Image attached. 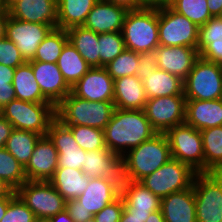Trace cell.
<instances>
[{
  "mask_svg": "<svg viewBox=\"0 0 222 222\" xmlns=\"http://www.w3.org/2000/svg\"><path fill=\"white\" fill-rule=\"evenodd\" d=\"M221 38H222V18H221Z\"/></svg>",
  "mask_w": 222,
  "mask_h": 222,
  "instance_id": "obj_63",
  "label": "cell"
},
{
  "mask_svg": "<svg viewBox=\"0 0 222 222\" xmlns=\"http://www.w3.org/2000/svg\"><path fill=\"white\" fill-rule=\"evenodd\" d=\"M146 222H165V219L161 210H156L151 212V214L147 217Z\"/></svg>",
  "mask_w": 222,
  "mask_h": 222,
  "instance_id": "obj_56",
  "label": "cell"
},
{
  "mask_svg": "<svg viewBox=\"0 0 222 222\" xmlns=\"http://www.w3.org/2000/svg\"><path fill=\"white\" fill-rule=\"evenodd\" d=\"M12 85L16 99L33 103H51L41 92L29 62L17 66Z\"/></svg>",
  "mask_w": 222,
  "mask_h": 222,
  "instance_id": "obj_29",
  "label": "cell"
},
{
  "mask_svg": "<svg viewBox=\"0 0 222 222\" xmlns=\"http://www.w3.org/2000/svg\"><path fill=\"white\" fill-rule=\"evenodd\" d=\"M0 14H9L8 9L4 3V0H0Z\"/></svg>",
  "mask_w": 222,
  "mask_h": 222,
  "instance_id": "obj_59",
  "label": "cell"
},
{
  "mask_svg": "<svg viewBox=\"0 0 222 222\" xmlns=\"http://www.w3.org/2000/svg\"><path fill=\"white\" fill-rule=\"evenodd\" d=\"M147 101L142 80L136 75L114 80L113 103L123 110H144Z\"/></svg>",
  "mask_w": 222,
  "mask_h": 222,
  "instance_id": "obj_26",
  "label": "cell"
},
{
  "mask_svg": "<svg viewBox=\"0 0 222 222\" xmlns=\"http://www.w3.org/2000/svg\"><path fill=\"white\" fill-rule=\"evenodd\" d=\"M200 57L222 65V38L209 43L200 52Z\"/></svg>",
  "mask_w": 222,
  "mask_h": 222,
  "instance_id": "obj_48",
  "label": "cell"
},
{
  "mask_svg": "<svg viewBox=\"0 0 222 222\" xmlns=\"http://www.w3.org/2000/svg\"><path fill=\"white\" fill-rule=\"evenodd\" d=\"M160 210L165 222H197L193 185L161 198Z\"/></svg>",
  "mask_w": 222,
  "mask_h": 222,
  "instance_id": "obj_24",
  "label": "cell"
},
{
  "mask_svg": "<svg viewBox=\"0 0 222 222\" xmlns=\"http://www.w3.org/2000/svg\"><path fill=\"white\" fill-rule=\"evenodd\" d=\"M82 171L90 178H111L123 181L122 156L105 148L86 152Z\"/></svg>",
  "mask_w": 222,
  "mask_h": 222,
  "instance_id": "obj_22",
  "label": "cell"
},
{
  "mask_svg": "<svg viewBox=\"0 0 222 222\" xmlns=\"http://www.w3.org/2000/svg\"><path fill=\"white\" fill-rule=\"evenodd\" d=\"M16 194L35 217L51 218L65 209L66 201L49 181H26Z\"/></svg>",
  "mask_w": 222,
  "mask_h": 222,
  "instance_id": "obj_11",
  "label": "cell"
},
{
  "mask_svg": "<svg viewBox=\"0 0 222 222\" xmlns=\"http://www.w3.org/2000/svg\"><path fill=\"white\" fill-rule=\"evenodd\" d=\"M204 152V172L222 173V125L200 131Z\"/></svg>",
  "mask_w": 222,
  "mask_h": 222,
  "instance_id": "obj_33",
  "label": "cell"
},
{
  "mask_svg": "<svg viewBox=\"0 0 222 222\" xmlns=\"http://www.w3.org/2000/svg\"><path fill=\"white\" fill-rule=\"evenodd\" d=\"M8 17H9V14H0V40L5 38L6 23H7Z\"/></svg>",
  "mask_w": 222,
  "mask_h": 222,
  "instance_id": "obj_57",
  "label": "cell"
},
{
  "mask_svg": "<svg viewBox=\"0 0 222 222\" xmlns=\"http://www.w3.org/2000/svg\"><path fill=\"white\" fill-rule=\"evenodd\" d=\"M158 67L157 54L155 50L139 53V65L136 76L141 80L147 77V74L154 72Z\"/></svg>",
  "mask_w": 222,
  "mask_h": 222,
  "instance_id": "obj_46",
  "label": "cell"
},
{
  "mask_svg": "<svg viewBox=\"0 0 222 222\" xmlns=\"http://www.w3.org/2000/svg\"><path fill=\"white\" fill-rule=\"evenodd\" d=\"M147 99L165 96H184V81L176 75L156 68L142 80Z\"/></svg>",
  "mask_w": 222,
  "mask_h": 222,
  "instance_id": "obj_28",
  "label": "cell"
},
{
  "mask_svg": "<svg viewBox=\"0 0 222 222\" xmlns=\"http://www.w3.org/2000/svg\"><path fill=\"white\" fill-rule=\"evenodd\" d=\"M127 11L125 7L118 4L98 0L89 12L83 26L97 34L122 31Z\"/></svg>",
  "mask_w": 222,
  "mask_h": 222,
  "instance_id": "obj_21",
  "label": "cell"
},
{
  "mask_svg": "<svg viewBox=\"0 0 222 222\" xmlns=\"http://www.w3.org/2000/svg\"><path fill=\"white\" fill-rule=\"evenodd\" d=\"M123 198L120 196L113 203L104 207L94 217L97 222H119L123 213Z\"/></svg>",
  "mask_w": 222,
  "mask_h": 222,
  "instance_id": "obj_45",
  "label": "cell"
},
{
  "mask_svg": "<svg viewBox=\"0 0 222 222\" xmlns=\"http://www.w3.org/2000/svg\"><path fill=\"white\" fill-rule=\"evenodd\" d=\"M168 5L198 27L204 25L213 17L208 9L207 0H170Z\"/></svg>",
  "mask_w": 222,
  "mask_h": 222,
  "instance_id": "obj_36",
  "label": "cell"
},
{
  "mask_svg": "<svg viewBox=\"0 0 222 222\" xmlns=\"http://www.w3.org/2000/svg\"><path fill=\"white\" fill-rule=\"evenodd\" d=\"M185 96H165L147 99L146 117L157 133H166L176 125L185 123Z\"/></svg>",
  "mask_w": 222,
  "mask_h": 222,
  "instance_id": "obj_12",
  "label": "cell"
},
{
  "mask_svg": "<svg viewBox=\"0 0 222 222\" xmlns=\"http://www.w3.org/2000/svg\"><path fill=\"white\" fill-rule=\"evenodd\" d=\"M106 1L118 4L119 6L125 7L127 10L138 9V0H106Z\"/></svg>",
  "mask_w": 222,
  "mask_h": 222,
  "instance_id": "obj_53",
  "label": "cell"
},
{
  "mask_svg": "<svg viewBox=\"0 0 222 222\" xmlns=\"http://www.w3.org/2000/svg\"><path fill=\"white\" fill-rule=\"evenodd\" d=\"M69 41L91 67H100L98 34L82 26L67 29Z\"/></svg>",
  "mask_w": 222,
  "mask_h": 222,
  "instance_id": "obj_31",
  "label": "cell"
},
{
  "mask_svg": "<svg viewBox=\"0 0 222 222\" xmlns=\"http://www.w3.org/2000/svg\"><path fill=\"white\" fill-rule=\"evenodd\" d=\"M197 222H222V173H196L193 180Z\"/></svg>",
  "mask_w": 222,
  "mask_h": 222,
  "instance_id": "obj_7",
  "label": "cell"
},
{
  "mask_svg": "<svg viewBox=\"0 0 222 222\" xmlns=\"http://www.w3.org/2000/svg\"><path fill=\"white\" fill-rule=\"evenodd\" d=\"M8 12L11 17L18 20L57 28V0H19L8 9Z\"/></svg>",
  "mask_w": 222,
  "mask_h": 222,
  "instance_id": "obj_23",
  "label": "cell"
},
{
  "mask_svg": "<svg viewBox=\"0 0 222 222\" xmlns=\"http://www.w3.org/2000/svg\"><path fill=\"white\" fill-rule=\"evenodd\" d=\"M68 41L67 30L53 28L39 44L34 58L30 61L57 63L62 49Z\"/></svg>",
  "mask_w": 222,
  "mask_h": 222,
  "instance_id": "obj_35",
  "label": "cell"
},
{
  "mask_svg": "<svg viewBox=\"0 0 222 222\" xmlns=\"http://www.w3.org/2000/svg\"><path fill=\"white\" fill-rule=\"evenodd\" d=\"M42 135L25 130L13 129L4 148L25 167L34 147Z\"/></svg>",
  "mask_w": 222,
  "mask_h": 222,
  "instance_id": "obj_34",
  "label": "cell"
},
{
  "mask_svg": "<svg viewBox=\"0 0 222 222\" xmlns=\"http://www.w3.org/2000/svg\"><path fill=\"white\" fill-rule=\"evenodd\" d=\"M9 203L10 198H0V220L4 217Z\"/></svg>",
  "mask_w": 222,
  "mask_h": 222,
  "instance_id": "obj_58",
  "label": "cell"
},
{
  "mask_svg": "<svg viewBox=\"0 0 222 222\" xmlns=\"http://www.w3.org/2000/svg\"><path fill=\"white\" fill-rule=\"evenodd\" d=\"M199 27L169 5L158 8V36L162 46H198Z\"/></svg>",
  "mask_w": 222,
  "mask_h": 222,
  "instance_id": "obj_9",
  "label": "cell"
},
{
  "mask_svg": "<svg viewBox=\"0 0 222 222\" xmlns=\"http://www.w3.org/2000/svg\"><path fill=\"white\" fill-rule=\"evenodd\" d=\"M100 67L113 61L125 49L122 32L98 34Z\"/></svg>",
  "mask_w": 222,
  "mask_h": 222,
  "instance_id": "obj_40",
  "label": "cell"
},
{
  "mask_svg": "<svg viewBox=\"0 0 222 222\" xmlns=\"http://www.w3.org/2000/svg\"><path fill=\"white\" fill-rule=\"evenodd\" d=\"M48 137L58 152V168L82 169L86 151L76 143L71 129L56 117L48 128Z\"/></svg>",
  "mask_w": 222,
  "mask_h": 222,
  "instance_id": "obj_14",
  "label": "cell"
},
{
  "mask_svg": "<svg viewBox=\"0 0 222 222\" xmlns=\"http://www.w3.org/2000/svg\"><path fill=\"white\" fill-rule=\"evenodd\" d=\"M98 0H57V28L82 26Z\"/></svg>",
  "mask_w": 222,
  "mask_h": 222,
  "instance_id": "obj_30",
  "label": "cell"
},
{
  "mask_svg": "<svg viewBox=\"0 0 222 222\" xmlns=\"http://www.w3.org/2000/svg\"><path fill=\"white\" fill-rule=\"evenodd\" d=\"M35 218L32 210L15 193L10 197L7 211L0 222H33Z\"/></svg>",
  "mask_w": 222,
  "mask_h": 222,
  "instance_id": "obj_41",
  "label": "cell"
},
{
  "mask_svg": "<svg viewBox=\"0 0 222 222\" xmlns=\"http://www.w3.org/2000/svg\"><path fill=\"white\" fill-rule=\"evenodd\" d=\"M155 52L159 69L178 76L183 81L192 70L196 60L200 57L198 49L186 46L159 45Z\"/></svg>",
  "mask_w": 222,
  "mask_h": 222,
  "instance_id": "obj_20",
  "label": "cell"
},
{
  "mask_svg": "<svg viewBox=\"0 0 222 222\" xmlns=\"http://www.w3.org/2000/svg\"><path fill=\"white\" fill-rule=\"evenodd\" d=\"M71 92L91 102H113L114 80L105 67H91L89 71L71 87Z\"/></svg>",
  "mask_w": 222,
  "mask_h": 222,
  "instance_id": "obj_15",
  "label": "cell"
},
{
  "mask_svg": "<svg viewBox=\"0 0 222 222\" xmlns=\"http://www.w3.org/2000/svg\"><path fill=\"white\" fill-rule=\"evenodd\" d=\"M146 220L147 218L132 217V214L124 209L119 222H146Z\"/></svg>",
  "mask_w": 222,
  "mask_h": 222,
  "instance_id": "obj_55",
  "label": "cell"
},
{
  "mask_svg": "<svg viewBox=\"0 0 222 222\" xmlns=\"http://www.w3.org/2000/svg\"><path fill=\"white\" fill-rule=\"evenodd\" d=\"M33 222H50V219L44 217H36Z\"/></svg>",
  "mask_w": 222,
  "mask_h": 222,
  "instance_id": "obj_61",
  "label": "cell"
},
{
  "mask_svg": "<svg viewBox=\"0 0 222 222\" xmlns=\"http://www.w3.org/2000/svg\"><path fill=\"white\" fill-rule=\"evenodd\" d=\"M16 193V190L5 180L0 178V198H10Z\"/></svg>",
  "mask_w": 222,
  "mask_h": 222,
  "instance_id": "obj_52",
  "label": "cell"
},
{
  "mask_svg": "<svg viewBox=\"0 0 222 222\" xmlns=\"http://www.w3.org/2000/svg\"><path fill=\"white\" fill-rule=\"evenodd\" d=\"M1 115L14 129L47 135L51 121L56 117L52 103H33L14 99L1 109Z\"/></svg>",
  "mask_w": 222,
  "mask_h": 222,
  "instance_id": "obj_5",
  "label": "cell"
},
{
  "mask_svg": "<svg viewBox=\"0 0 222 222\" xmlns=\"http://www.w3.org/2000/svg\"><path fill=\"white\" fill-rule=\"evenodd\" d=\"M139 65V53L124 49L113 61L105 67L113 80L123 76H134Z\"/></svg>",
  "mask_w": 222,
  "mask_h": 222,
  "instance_id": "obj_39",
  "label": "cell"
},
{
  "mask_svg": "<svg viewBox=\"0 0 222 222\" xmlns=\"http://www.w3.org/2000/svg\"><path fill=\"white\" fill-rule=\"evenodd\" d=\"M170 0H138V9L160 8L169 4Z\"/></svg>",
  "mask_w": 222,
  "mask_h": 222,
  "instance_id": "obj_50",
  "label": "cell"
},
{
  "mask_svg": "<svg viewBox=\"0 0 222 222\" xmlns=\"http://www.w3.org/2000/svg\"><path fill=\"white\" fill-rule=\"evenodd\" d=\"M172 158L188 164L197 173L204 172V152L200 130L183 123L166 133Z\"/></svg>",
  "mask_w": 222,
  "mask_h": 222,
  "instance_id": "obj_10",
  "label": "cell"
},
{
  "mask_svg": "<svg viewBox=\"0 0 222 222\" xmlns=\"http://www.w3.org/2000/svg\"><path fill=\"white\" fill-rule=\"evenodd\" d=\"M0 178L15 190L27 181L24 167L4 147L0 148Z\"/></svg>",
  "mask_w": 222,
  "mask_h": 222,
  "instance_id": "obj_37",
  "label": "cell"
},
{
  "mask_svg": "<svg viewBox=\"0 0 222 222\" xmlns=\"http://www.w3.org/2000/svg\"><path fill=\"white\" fill-rule=\"evenodd\" d=\"M50 222H74V220L70 217L66 209L57 213L55 216H52Z\"/></svg>",
  "mask_w": 222,
  "mask_h": 222,
  "instance_id": "obj_54",
  "label": "cell"
},
{
  "mask_svg": "<svg viewBox=\"0 0 222 222\" xmlns=\"http://www.w3.org/2000/svg\"><path fill=\"white\" fill-rule=\"evenodd\" d=\"M15 69L0 63V110L16 98L12 85Z\"/></svg>",
  "mask_w": 222,
  "mask_h": 222,
  "instance_id": "obj_42",
  "label": "cell"
},
{
  "mask_svg": "<svg viewBox=\"0 0 222 222\" xmlns=\"http://www.w3.org/2000/svg\"><path fill=\"white\" fill-rule=\"evenodd\" d=\"M221 39V18L212 17L199 27L198 46L199 53L211 42Z\"/></svg>",
  "mask_w": 222,
  "mask_h": 222,
  "instance_id": "obj_43",
  "label": "cell"
},
{
  "mask_svg": "<svg viewBox=\"0 0 222 222\" xmlns=\"http://www.w3.org/2000/svg\"><path fill=\"white\" fill-rule=\"evenodd\" d=\"M13 129V125L0 114V148L5 146Z\"/></svg>",
  "mask_w": 222,
  "mask_h": 222,
  "instance_id": "obj_49",
  "label": "cell"
},
{
  "mask_svg": "<svg viewBox=\"0 0 222 222\" xmlns=\"http://www.w3.org/2000/svg\"><path fill=\"white\" fill-rule=\"evenodd\" d=\"M84 222H97V221H96L95 217L93 216V217L87 219V220L84 221Z\"/></svg>",
  "mask_w": 222,
  "mask_h": 222,
  "instance_id": "obj_62",
  "label": "cell"
},
{
  "mask_svg": "<svg viewBox=\"0 0 222 222\" xmlns=\"http://www.w3.org/2000/svg\"><path fill=\"white\" fill-rule=\"evenodd\" d=\"M67 126L71 129L76 143L86 152L97 151L106 148L103 130L80 125Z\"/></svg>",
  "mask_w": 222,
  "mask_h": 222,
  "instance_id": "obj_38",
  "label": "cell"
},
{
  "mask_svg": "<svg viewBox=\"0 0 222 222\" xmlns=\"http://www.w3.org/2000/svg\"><path fill=\"white\" fill-rule=\"evenodd\" d=\"M207 6L213 17L221 18L222 0H207Z\"/></svg>",
  "mask_w": 222,
  "mask_h": 222,
  "instance_id": "obj_51",
  "label": "cell"
},
{
  "mask_svg": "<svg viewBox=\"0 0 222 222\" xmlns=\"http://www.w3.org/2000/svg\"><path fill=\"white\" fill-rule=\"evenodd\" d=\"M106 148L120 156L152 138L157 131L144 110L115 108L109 123L103 129Z\"/></svg>",
  "mask_w": 222,
  "mask_h": 222,
  "instance_id": "obj_1",
  "label": "cell"
},
{
  "mask_svg": "<svg viewBox=\"0 0 222 222\" xmlns=\"http://www.w3.org/2000/svg\"><path fill=\"white\" fill-rule=\"evenodd\" d=\"M53 28L52 25L26 22L9 15L5 37L15 43L22 57L28 62L34 58L39 44Z\"/></svg>",
  "mask_w": 222,
  "mask_h": 222,
  "instance_id": "obj_13",
  "label": "cell"
},
{
  "mask_svg": "<svg viewBox=\"0 0 222 222\" xmlns=\"http://www.w3.org/2000/svg\"><path fill=\"white\" fill-rule=\"evenodd\" d=\"M172 158L165 133H157L122 157L123 179L139 182Z\"/></svg>",
  "mask_w": 222,
  "mask_h": 222,
  "instance_id": "obj_2",
  "label": "cell"
},
{
  "mask_svg": "<svg viewBox=\"0 0 222 222\" xmlns=\"http://www.w3.org/2000/svg\"><path fill=\"white\" fill-rule=\"evenodd\" d=\"M26 61L20 54L15 43L6 37L0 40V63L9 67L16 68Z\"/></svg>",
  "mask_w": 222,
  "mask_h": 222,
  "instance_id": "obj_44",
  "label": "cell"
},
{
  "mask_svg": "<svg viewBox=\"0 0 222 222\" xmlns=\"http://www.w3.org/2000/svg\"><path fill=\"white\" fill-rule=\"evenodd\" d=\"M90 177L82 169L57 168L49 180L52 186L62 195L64 200L77 199L88 186Z\"/></svg>",
  "mask_w": 222,
  "mask_h": 222,
  "instance_id": "obj_27",
  "label": "cell"
},
{
  "mask_svg": "<svg viewBox=\"0 0 222 222\" xmlns=\"http://www.w3.org/2000/svg\"><path fill=\"white\" fill-rule=\"evenodd\" d=\"M196 173L188 164L171 158L139 182L153 194L163 198L191 187Z\"/></svg>",
  "mask_w": 222,
  "mask_h": 222,
  "instance_id": "obj_8",
  "label": "cell"
},
{
  "mask_svg": "<svg viewBox=\"0 0 222 222\" xmlns=\"http://www.w3.org/2000/svg\"><path fill=\"white\" fill-rule=\"evenodd\" d=\"M57 168V149L48 135L41 136L24 167L27 181H49Z\"/></svg>",
  "mask_w": 222,
  "mask_h": 222,
  "instance_id": "obj_16",
  "label": "cell"
},
{
  "mask_svg": "<svg viewBox=\"0 0 222 222\" xmlns=\"http://www.w3.org/2000/svg\"><path fill=\"white\" fill-rule=\"evenodd\" d=\"M185 123L197 130L222 125V98L210 101L186 100Z\"/></svg>",
  "mask_w": 222,
  "mask_h": 222,
  "instance_id": "obj_25",
  "label": "cell"
},
{
  "mask_svg": "<svg viewBox=\"0 0 222 222\" xmlns=\"http://www.w3.org/2000/svg\"><path fill=\"white\" fill-rule=\"evenodd\" d=\"M42 94L56 107L70 92L57 63L28 61Z\"/></svg>",
  "mask_w": 222,
  "mask_h": 222,
  "instance_id": "obj_18",
  "label": "cell"
},
{
  "mask_svg": "<svg viewBox=\"0 0 222 222\" xmlns=\"http://www.w3.org/2000/svg\"><path fill=\"white\" fill-rule=\"evenodd\" d=\"M65 209L74 222H84L93 217V215L88 210L84 209L76 199L67 201Z\"/></svg>",
  "mask_w": 222,
  "mask_h": 222,
  "instance_id": "obj_47",
  "label": "cell"
},
{
  "mask_svg": "<svg viewBox=\"0 0 222 222\" xmlns=\"http://www.w3.org/2000/svg\"><path fill=\"white\" fill-rule=\"evenodd\" d=\"M57 66L70 87L77 83L91 68L70 41L63 47L57 60Z\"/></svg>",
  "mask_w": 222,
  "mask_h": 222,
  "instance_id": "obj_32",
  "label": "cell"
},
{
  "mask_svg": "<svg viewBox=\"0 0 222 222\" xmlns=\"http://www.w3.org/2000/svg\"><path fill=\"white\" fill-rule=\"evenodd\" d=\"M123 208L132 217L147 218L151 212L160 210L161 198L153 194L140 182L123 179L121 184Z\"/></svg>",
  "mask_w": 222,
  "mask_h": 222,
  "instance_id": "obj_19",
  "label": "cell"
},
{
  "mask_svg": "<svg viewBox=\"0 0 222 222\" xmlns=\"http://www.w3.org/2000/svg\"><path fill=\"white\" fill-rule=\"evenodd\" d=\"M17 1H19V0H4V3L7 7V9H9Z\"/></svg>",
  "mask_w": 222,
  "mask_h": 222,
  "instance_id": "obj_60",
  "label": "cell"
},
{
  "mask_svg": "<svg viewBox=\"0 0 222 222\" xmlns=\"http://www.w3.org/2000/svg\"><path fill=\"white\" fill-rule=\"evenodd\" d=\"M122 182L111 178H90L83 194L76 200L94 216L121 196Z\"/></svg>",
  "mask_w": 222,
  "mask_h": 222,
  "instance_id": "obj_17",
  "label": "cell"
},
{
  "mask_svg": "<svg viewBox=\"0 0 222 222\" xmlns=\"http://www.w3.org/2000/svg\"><path fill=\"white\" fill-rule=\"evenodd\" d=\"M121 32L125 49L138 53L155 50L160 45L158 8L128 10Z\"/></svg>",
  "mask_w": 222,
  "mask_h": 222,
  "instance_id": "obj_4",
  "label": "cell"
},
{
  "mask_svg": "<svg viewBox=\"0 0 222 222\" xmlns=\"http://www.w3.org/2000/svg\"><path fill=\"white\" fill-rule=\"evenodd\" d=\"M186 100H216L222 98V65L199 57L184 80Z\"/></svg>",
  "mask_w": 222,
  "mask_h": 222,
  "instance_id": "obj_6",
  "label": "cell"
},
{
  "mask_svg": "<svg viewBox=\"0 0 222 222\" xmlns=\"http://www.w3.org/2000/svg\"><path fill=\"white\" fill-rule=\"evenodd\" d=\"M115 109L113 102H91L70 92L56 107V118L65 125H80L103 130Z\"/></svg>",
  "mask_w": 222,
  "mask_h": 222,
  "instance_id": "obj_3",
  "label": "cell"
}]
</instances>
